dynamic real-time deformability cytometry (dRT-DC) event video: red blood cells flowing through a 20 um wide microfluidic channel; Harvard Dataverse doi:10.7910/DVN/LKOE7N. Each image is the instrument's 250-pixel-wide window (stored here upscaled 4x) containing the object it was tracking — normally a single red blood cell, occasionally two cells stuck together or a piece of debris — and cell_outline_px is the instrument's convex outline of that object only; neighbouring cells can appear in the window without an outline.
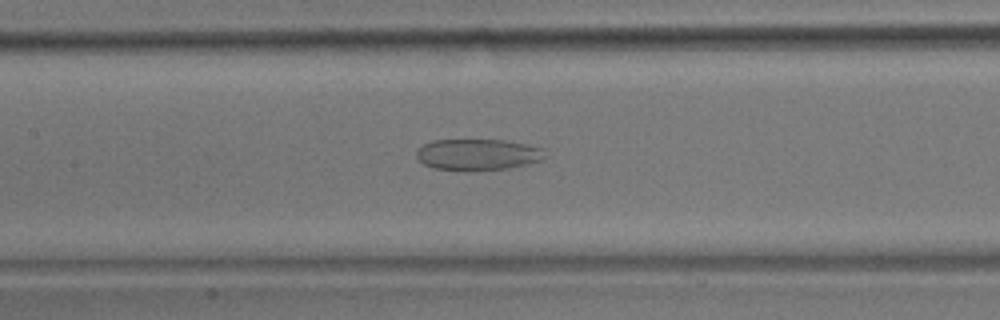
{"species": "common noctule bat (a hibernating species)", "species_latin": "Nyctalus noctula", "temperature_condition": "room temperature", "stored_images_in_passage": 56, "camera_frame_rate_fps": 3000, "um_per_image_px": 0.085, "animal": {"sex": "male", "body_mass_g": 17.9}, "frame": {"image": 1, "passage_image": 26, "time_ms": 8.333, "image_size_px": [1000, 320], "cell_outline_px": [[544, 148], [540, 160], [508, 168], [432, 168], [416, 160], [416, 148], [432, 140], [504, 140]], "centroid_in_image_um": [40.52, 13.09], "position_along_channel_um": 166.9, "area_um2": 22.48}}
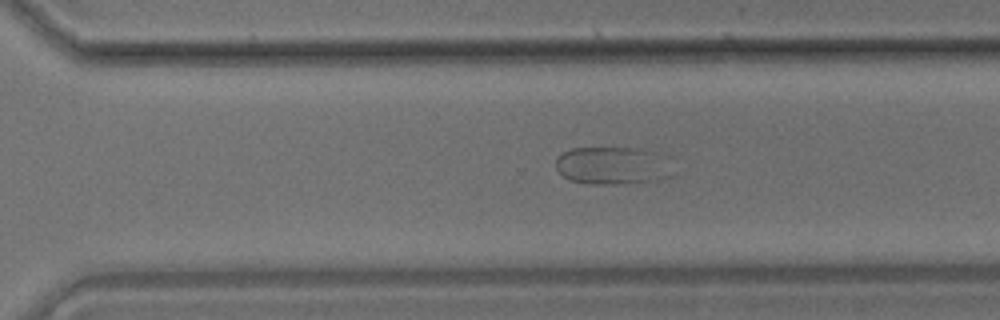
{"frame": {"image": 2, "passage_image": 39, "time_ms": 12.667, "image_size_px": [1000, 320], "cell_outline_px": [[672, 176], [656, 180], [632, 184], [592, 184], [572, 180], [564, 176], [556, 168], [556, 160], [564, 152], [572, 148], [640, 148], [656, 152], [672, 172]], "centroid_in_image_um": [52.04, 14.09], "position_along_channel_um": 318.6, "area_um2": 25.37}}
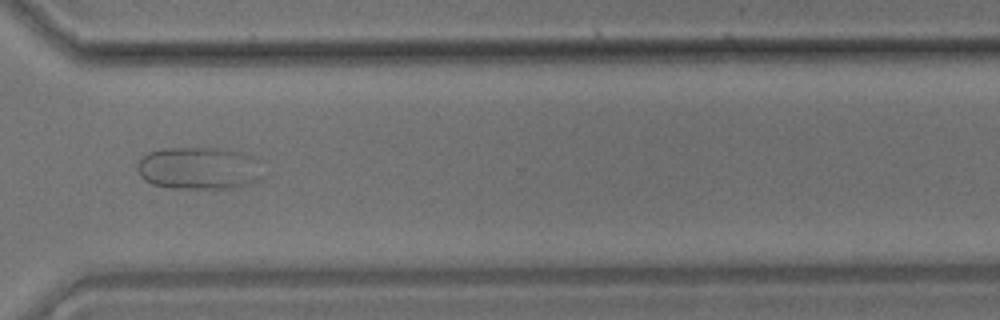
{"frame": {"image": 3, "passage_image": 42, "time_ms": 13.667, "image_size_px": [1000, 320], "cell_outline_px": [[264, 176], [260, 180], [248, 184], [232, 188], [172, 188], [152, 184], [144, 180], [140, 176], [136, 168], [136, 164], [148, 152], [164, 148], [220, 148], [244, 152], [252, 156]], "centroid_in_image_um": [16.89, 14.3], "position_along_channel_um": 353.7, "area_um2": 31.21}}